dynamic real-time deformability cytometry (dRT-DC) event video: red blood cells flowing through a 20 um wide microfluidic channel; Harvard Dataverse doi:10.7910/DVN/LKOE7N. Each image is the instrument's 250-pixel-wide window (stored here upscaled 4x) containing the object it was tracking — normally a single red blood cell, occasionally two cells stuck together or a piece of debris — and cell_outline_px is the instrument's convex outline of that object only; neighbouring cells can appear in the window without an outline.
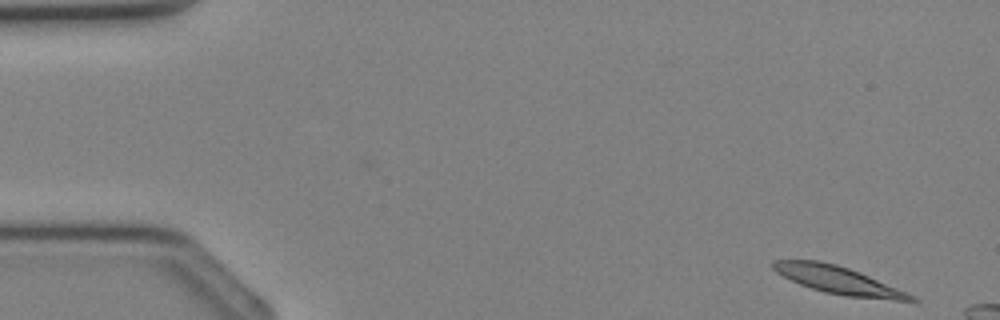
{"species": "Egyptian fruit bat (a non-hibernating species)", "species_latin": "Rousettus aegyptiacus", "temperature_condition": "cold", "stored_images_in_passage": 7, "camera_frame_rate_fps": 3000, "um_per_image_px": 0.085, "animal": {"sex": "female"}, "frame": {"image": 1, "passage_image": 1, "time_ms": 0.0, "image_size_px": [1000, 320], "cell_outline_px": [[920, 300], [896, 300], [844, 296], [824, 292], [800, 284], [776, 272], [772, 268], [772, 260], [820, 260], [836, 264], [860, 272], [916, 296]], "centroid_in_image_um": [71.24, 23.8], "position_along_channel_um": 13.8, "area_um2": 21.96}}